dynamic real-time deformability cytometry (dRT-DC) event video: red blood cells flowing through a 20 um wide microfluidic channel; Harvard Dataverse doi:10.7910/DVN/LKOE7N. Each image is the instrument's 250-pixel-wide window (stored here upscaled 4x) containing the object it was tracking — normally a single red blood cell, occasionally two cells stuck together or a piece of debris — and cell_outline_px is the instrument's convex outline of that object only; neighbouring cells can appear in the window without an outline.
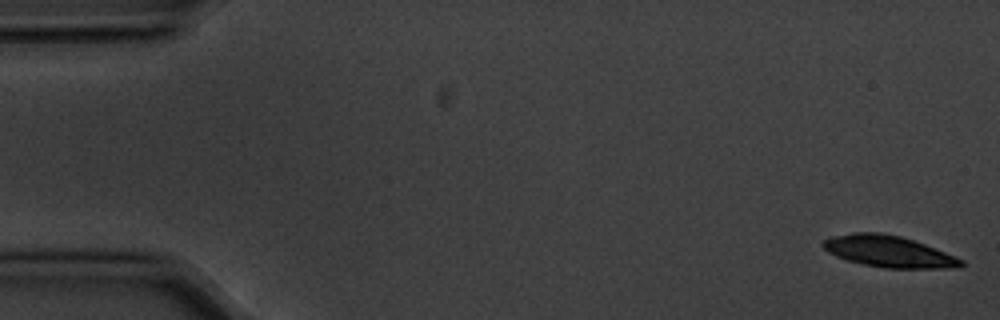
{"species": "common noctule bat (a hibernating species)", "species_latin": "Nyctalus noctula", "temperature_condition": "cold", "stored_images_in_passage": 5, "camera_frame_rate_fps": 3000, "um_per_image_px": 0.085, "animal": {"sex": "male", "body_mass_g": 20.1, "forearm_length_mm": 53.5}, "frame": {"image": 1, "passage_image": 1, "time_ms": 0.0, "image_size_px": [1000, 320], "cell_outline_px": [[964, 264], [960, 268], [884, 268], [864, 264], [848, 260], [836, 256], [828, 252], [820, 244], [828, 236], [852, 232], [880, 232], [900, 236], [924, 244], [956, 256], [964, 260]], "centroid_in_image_um": [75.52, 21.36], "position_along_channel_um": 9.5, "area_um2": 25.43}}
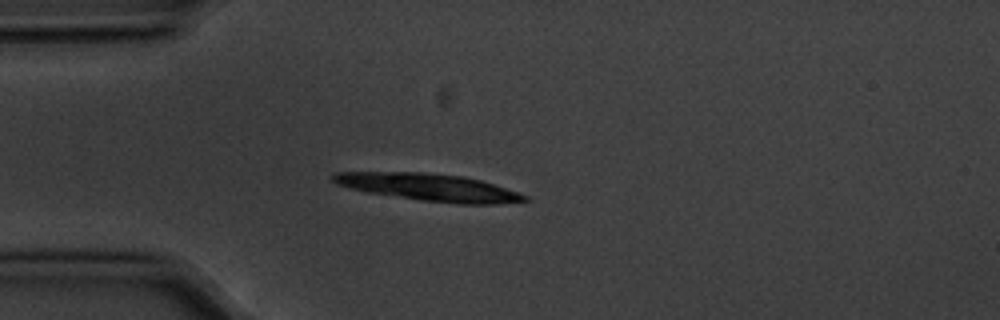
{"frame": {"image": 2, "passage_image": 5, "time_ms": 1.333, "image_size_px": [1000, 320], "cell_outline_px": [[528, 200], [496, 204], [460, 204], [420, 200], [364, 192], [348, 188], [336, 184], [332, 180], [332, 172], [424, 172], [464, 176], [480, 180], [528, 196]], "centroid_in_image_um": [36.38, 15.91], "position_along_channel_um": 48.6, "area_um2": 30.4}}